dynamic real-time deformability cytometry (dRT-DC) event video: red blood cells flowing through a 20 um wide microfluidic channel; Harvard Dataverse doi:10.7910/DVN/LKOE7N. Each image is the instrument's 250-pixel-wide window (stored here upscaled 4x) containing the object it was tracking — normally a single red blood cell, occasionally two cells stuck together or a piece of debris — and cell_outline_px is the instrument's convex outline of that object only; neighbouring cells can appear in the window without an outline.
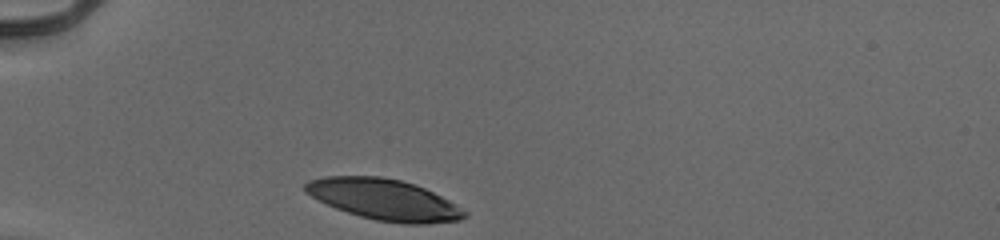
{"species": "human", "species_latin": "Homo sapiens", "temperature_condition": "cold", "stored_images_in_passage": 29, "camera_frame_rate_fps": 3000, "um_per_image_px": 0.085, "donor": {"sex": "male"}, "frame": {"image": 1, "passage_image": 1, "time_ms": 0.0, "image_size_px": [1000, 240], "cell_outline_px": [[468, 216], [460, 220], [424, 224], [404, 224], [376, 220], [360, 216], [336, 208], [304, 192], [304, 184], [308, 180], [324, 176], [380, 176], [400, 180], [424, 188], [456, 204], [468, 212]], "centroid_in_image_um": [32.65, 16.96], "position_along_channel_um": 52.3, "area_um2": 37.8}}
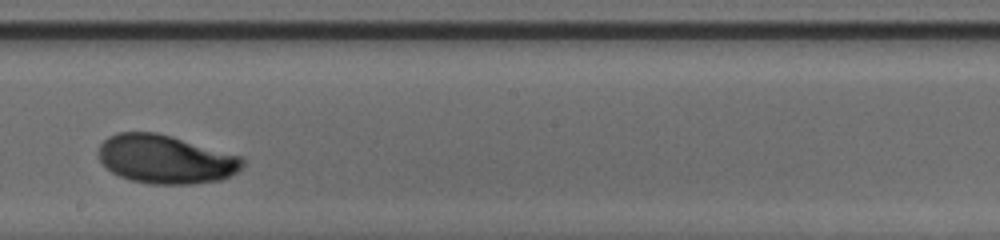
{"frame": {"image": 2, "passage_image": 17, "time_ms": 5.333, "image_size_px": [1000, 240], "cell_outline_px": [[244, 164], [236, 172], [220, 180], [192, 184], [148, 184], [132, 180], [120, 176], [112, 172], [100, 160], [100, 144], [108, 136], [116, 132], [156, 132], [172, 136], [240, 156], [244, 160]], "centroid_in_image_um": [14.06, 13.53], "position_along_channel_um": 234.1, "area_um2": 40.52}}
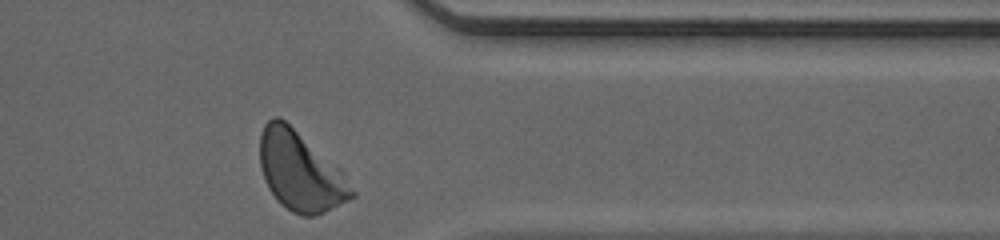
{"frame": {"image": 3, "passage_image": 29, "time_ms": 9.333, "image_size_px": [1000, 240], "cell_outline_px": [[356, 196], [324, 212], [312, 216], [304, 216], [292, 212], [280, 204], [276, 200], [268, 188], [264, 180], [260, 168], [260, 132], [264, 124], [272, 116], [280, 116], [340, 168], [344, 172], [356, 192]], "centroid_in_image_um": [25.51, 14.56], "position_along_channel_um": 385.9, "area_um2": 42.6}, "authors_computed_cell_mechanics": {"area_um2": 40.171, "velocity_mm_per_s": 3.9051, "shape_relaxation_time_tau1_ms": 3.3692, "shape_relaxation_time_tau2_ms": null, "deformation_change_tau1": 0.163, "deformation_change_tau2": null}}